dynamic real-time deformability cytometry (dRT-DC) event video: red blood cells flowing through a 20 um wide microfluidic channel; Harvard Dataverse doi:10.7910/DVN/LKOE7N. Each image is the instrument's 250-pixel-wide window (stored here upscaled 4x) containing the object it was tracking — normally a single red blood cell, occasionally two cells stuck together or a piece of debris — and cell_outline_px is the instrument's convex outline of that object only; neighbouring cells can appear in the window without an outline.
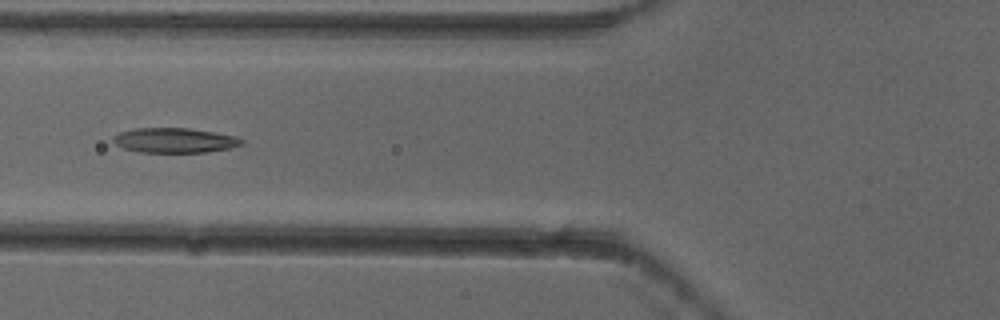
{"species": "common noctule bat (a hibernating species)", "species_latin": "Nyctalus noctula", "temperature_condition": "cold", "stored_images_in_passage": 6, "camera_frame_rate_fps": 3000, "um_per_image_px": 0.085, "animal": {"sex": "female"}, "frame": {"image": 1, "passage_image": 5, "time_ms": 1.333, "image_size_px": [1000, 320], "cell_outline_px": [[244, 144], [232, 148], [208, 152], [140, 152], [124, 148], [116, 144], [112, 140], [112, 136], [120, 132], [136, 128], [188, 128], [236, 136], [244, 140]], "centroid_in_image_um": [14.87, 11.93], "position_along_channel_um": 110.9, "area_um2": 18.61}}
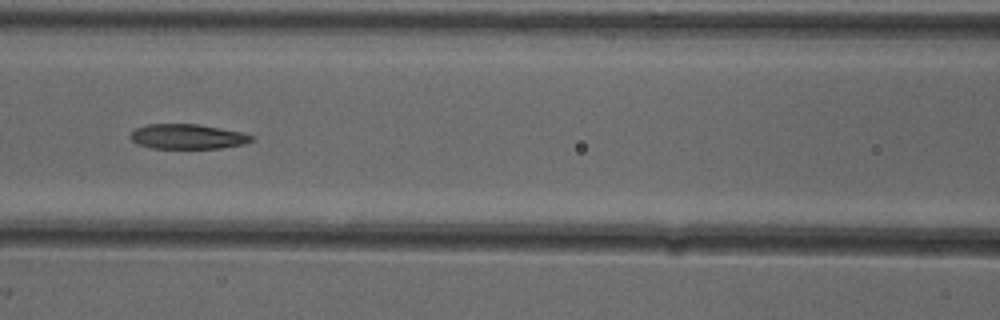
{"frame": {"image": 2, "passage_image": 6, "time_ms": 1.667, "image_size_px": [1000, 320], "cell_outline_px": [[256, 136], [252, 140], [244, 144], [220, 148], [152, 148], [136, 144], [128, 136], [136, 128], [148, 124], [196, 124], [244, 132]], "centroid_in_image_um": [15.95, 11.61], "position_along_channel_um": 150.6, "area_um2": 17.63}}